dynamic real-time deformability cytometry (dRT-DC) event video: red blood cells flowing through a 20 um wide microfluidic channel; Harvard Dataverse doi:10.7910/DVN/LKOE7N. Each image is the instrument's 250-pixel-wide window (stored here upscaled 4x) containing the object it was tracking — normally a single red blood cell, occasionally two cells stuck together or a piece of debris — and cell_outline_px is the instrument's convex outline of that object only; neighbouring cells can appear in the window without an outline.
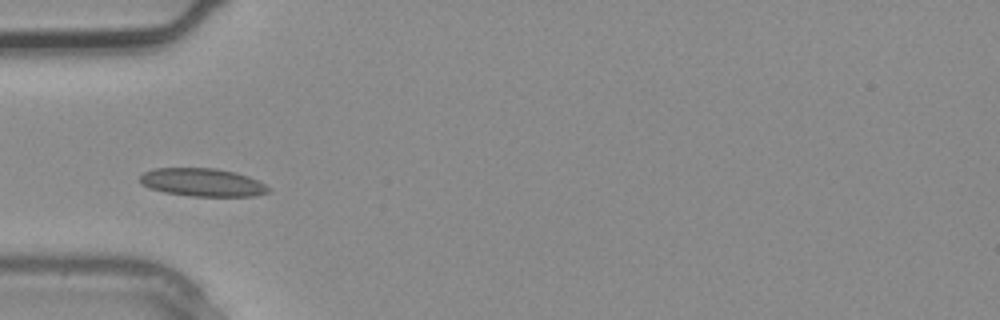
{"species": "common noctule bat (a hibernating species)", "species_latin": "Nyctalus noctula", "temperature_condition": "warm", "stored_images_in_passage": 2, "camera_frame_rate_fps": 3000, "um_per_image_px": 0.085, "animal": {"sex": "male", "body_mass_g": 20.4}, "frame": {"image": 1, "passage_image": 2, "time_ms": 0.333, "image_size_px": [1000, 320], "cell_outline_px": [[268, 192], [252, 196], [192, 196], [164, 192], [148, 188], [140, 184], [140, 176], [144, 172], [152, 168], [216, 168], [236, 172], [248, 176], [264, 184], [268, 188]], "centroid_in_image_um": [17.15, 15.49], "position_along_channel_um": 67.9, "area_um2": 20.98}}